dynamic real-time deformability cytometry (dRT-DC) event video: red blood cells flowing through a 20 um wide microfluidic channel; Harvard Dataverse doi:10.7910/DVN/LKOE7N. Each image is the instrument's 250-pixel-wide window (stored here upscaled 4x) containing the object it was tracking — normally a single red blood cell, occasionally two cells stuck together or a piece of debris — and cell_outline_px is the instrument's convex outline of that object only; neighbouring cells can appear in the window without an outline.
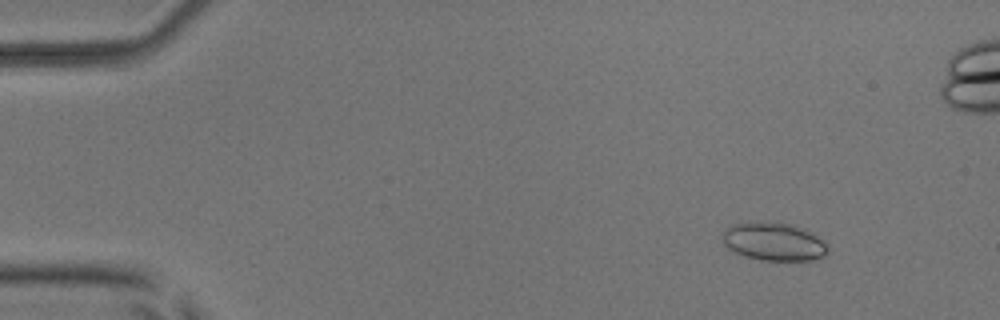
{"species": "common noctule bat (a hibernating species)", "species_latin": "Nyctalus noctula", "temperature_condition": "room temperature", "stored_images_in_passage": 52, "camera_frame_rate_fps": 3000, "um_per_image_px": 0.085, "animal": {"sex": "male", "body_mass_g": 17.9, "forearm_length_mm": 54.2}, "frame": {"image": 1, "passage_image": 7, "time_ms": 2.0, "image_size_px": [1000, 320], "cell_outline_px": [[828, 252], [824, 256], [812, 260], [760, 260], [744, 256], [728, 248], [724, 244], [724, 232], [732, 224], [776, 220], [780, 220], [804, 228], [828, 244]], "centroid_in_image_um": [65.81, 20.52], "position_along_channel_um": 19.2, "area_um2": 23.58}}
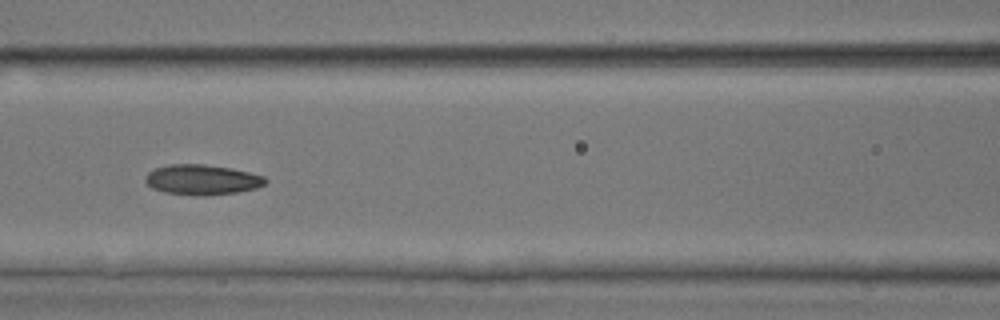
{"frame": {"image": 2, "passage_image": 25, "time_ms": 8.0, "image_size_px": [1000, 320], "cell_outline_px": [[268, 180], [264, 184], [256, 188], [236, 192], [204, 196], [196, 196], [164, 192], [152, 188], [144, 180], [148, 172], [156, 168], [172, 164], [204, 164], [232, 168], [264, 176]], "centroid_in_image_um": [17.17, 15.28], "position_along_channel_um": 149.4, "area_um2": 21.1}}
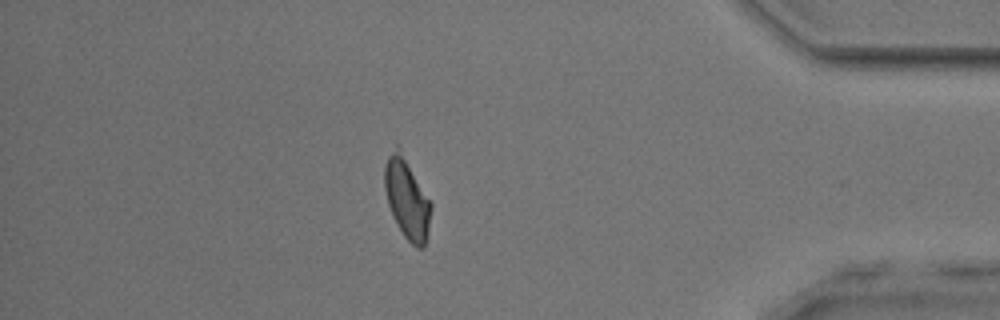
{"frame": {"image": 3, "passage_image": 47, "time_ms": 15.333, "image_size_px": [1000, 320], "cell_outline_px": [[432, 208], [428, 232], [424, 248], [416, 248], [404, 236], [388, 204], [384, 188], [384, 164], [396, 140], [400, 144], [432, 204]], "centroid_in_image_um": [34.59, 16.77], "position_along_channel_um": 400.6, "area_um2": 22.2}}